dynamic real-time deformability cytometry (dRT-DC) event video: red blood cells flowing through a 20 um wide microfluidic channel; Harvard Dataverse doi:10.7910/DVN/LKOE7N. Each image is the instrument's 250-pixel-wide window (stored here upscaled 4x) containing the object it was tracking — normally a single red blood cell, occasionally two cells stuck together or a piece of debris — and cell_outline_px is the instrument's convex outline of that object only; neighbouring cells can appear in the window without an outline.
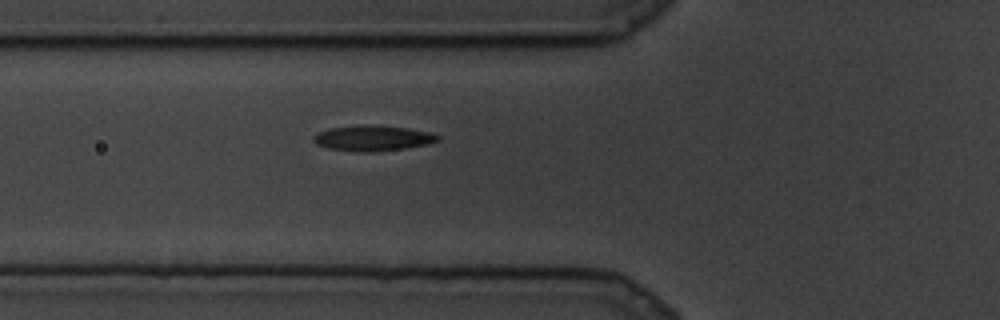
{"species": "common noctule bat (a hibernating species)", "species_latin": "Nyctalus noctula", "temperature_condition": "cold", "stored_images_in_passage": 53, "camera_frame_rate_fps": 3000, "um_per_image_px": 0.085, "animal": {"sex": "male", "body_mass_g": 19.5, "forearm_length_mm": 54.6}, "frame": {"image": 1, "passage_image": 4, "time_ms": 1.0, "image_size_px": [1000, 320], "cell_outline_px": [[440, 140], [432, 144], [404, 148], [372, 152], [356, 152], [328, 148], [316, 144], [312, 140], [312, 136], [316, 132], [328, 128], [408, 128], [428, 132], [440, 136]], "centroid_in_image_um": [31.69, 11.81], "position_along_channel_um": 94.1, "area_um2": 17.57}}
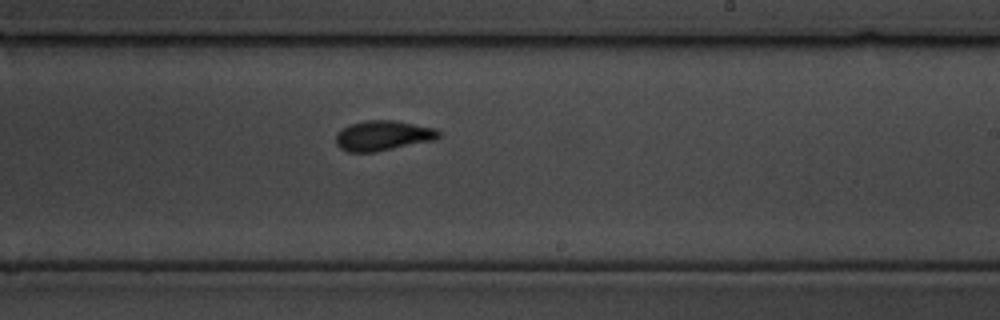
{"frame": {"image": 2, "passage_image": 25, "time_ms": 8.0, "image_size_px": [1000, 320], "cell_outline_px": [[440, 136], [436, 140], [376, 152], [348, 152], [340, 148], [336, 144], [336, 136], [348, 124], [368, 120], [392, 120], [436, 128], [440, 132]], "centroid_in_image_um": [32.58, 11.53], "position_along_channel_um": 256.4, "area_um2": 18.03}}
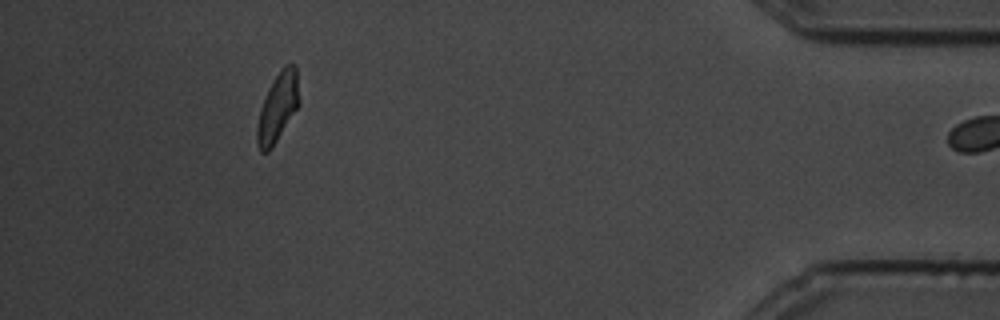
{"frame": {"image": 3, "passage_image": 52, "time_ms": 17.0, "image_size_px": [1000, 320], "cell_outline_px": [[300, 104], [272, 148], [268, 152], [260, 152], [256, 144], [256, 124], [260, 108], [268, 88], [284, 64], [296, 64], [300, 100]], "centroid_in_image_um": [23.6, 9.14], "position_along_channel_um": 411.6, "area_um2": 17.17}}